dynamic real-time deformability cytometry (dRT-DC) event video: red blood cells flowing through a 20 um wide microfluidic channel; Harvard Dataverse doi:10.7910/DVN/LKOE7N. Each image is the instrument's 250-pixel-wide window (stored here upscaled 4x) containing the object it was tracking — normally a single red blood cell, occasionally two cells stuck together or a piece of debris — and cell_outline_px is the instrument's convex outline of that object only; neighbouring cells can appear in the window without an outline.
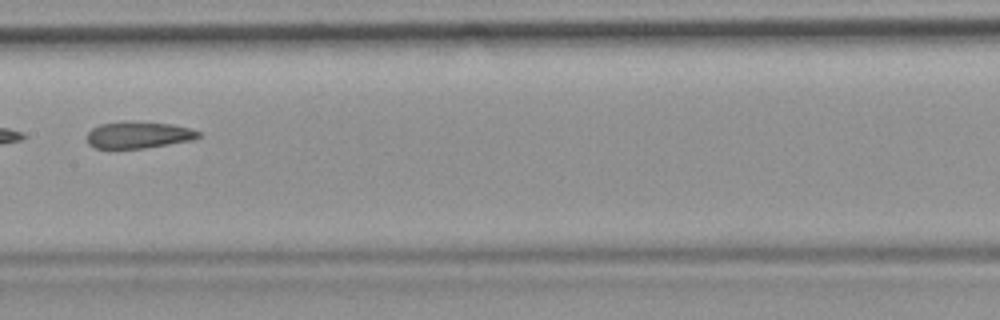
{"species": "common noctule bat (a hibernating species)", "species_latin": "Nyctalus noctula", "temperature_condition": "room temperature", "stored_images_in_passage": 5, "camera_frame_rate_fps": 3000, "um_per_image_px": 0.085, "animal": {"sex": "female", "body_mass_g": 19.9}, "frame": {"image": 1, "passage_image": 4, "time_ms": 3.667, "image_size_px": [1000, 320], "cell_outline_px": [[200, 136], [192, 140], [144, 148], [96, 148], [88, 144], [88, 132], [92, 128], [100, 124], [120, 120], [124, 120], [172, 124], [188, 128], [200, 132]], "centroid_in_image_um": [11.74, 11.45], "position_along_channel_um": 195.7, "area_um2": 17.4}}